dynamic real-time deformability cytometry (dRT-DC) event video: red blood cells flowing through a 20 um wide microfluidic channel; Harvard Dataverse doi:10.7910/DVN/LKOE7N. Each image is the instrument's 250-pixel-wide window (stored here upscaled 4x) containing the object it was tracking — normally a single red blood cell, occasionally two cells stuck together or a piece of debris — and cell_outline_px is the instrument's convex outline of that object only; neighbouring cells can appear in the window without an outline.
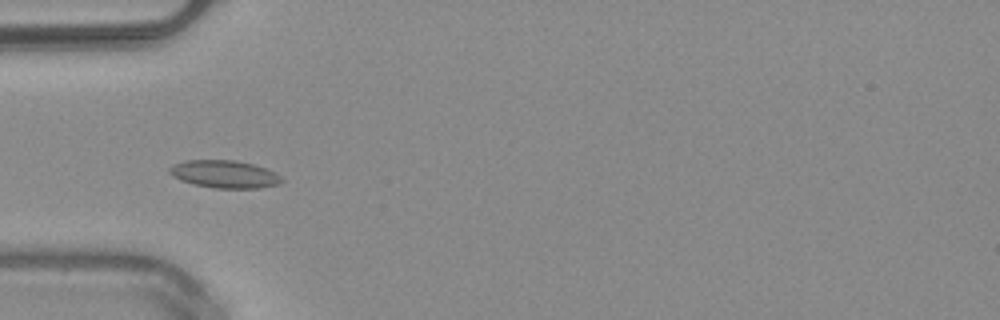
{"species": "common noctule bat (a hibernating species)", "species_latin": "Nyctalus noctula", "temperature_condition": "warm", "stored_images_in_passage": 51, "camera_frame_rate_fps": 3000, "um_per_image_px": 0.085, "animal": {"sex": "male", "body_mass_g": 20.4}, "frame": {"image": 1, "passage_image": 17, "time_ms": 5.333, "image_size_px": [1000, 320], "cell_outline_px": [[284, 180], [280, 184], [260, 188], [216, 188], [192, 184], [180, 180], [172, 176], [168, 172], [168, 168], [172, 164], [184, 160], [236, 160], [252, 164], [276, 172]], "centroid_in_image_um": [19.05, 14.8], "position_along_channel_um": 65.9, "area_um2": 18.26}}
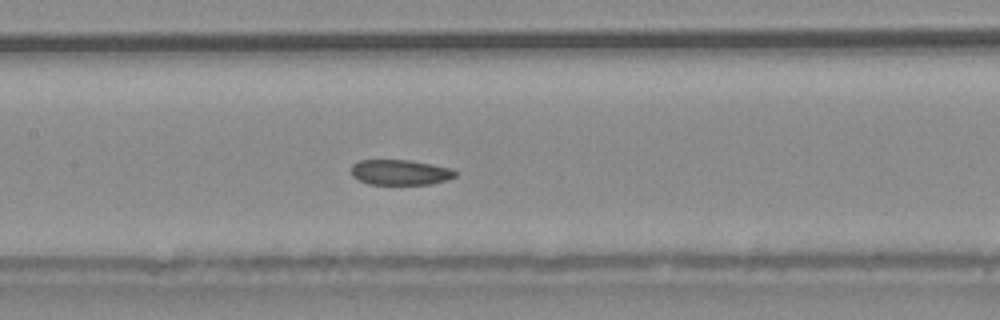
{"frame": {"image": 2, "passage_image": 25, "time_ms": 8.0, "image_size_px": [1000, 320], "cell_outline_px": [[456, 176], [448, 180], [432, 184], [368, 184], [352, 176], [352, 164], [360, 160], [412, 160], [432, 164], [448, 168], [456, 172]], "centroid_in_image_um": [34.02, 14.65], "position_along_channel_um": 173.4, "area_um2": 15.32}}
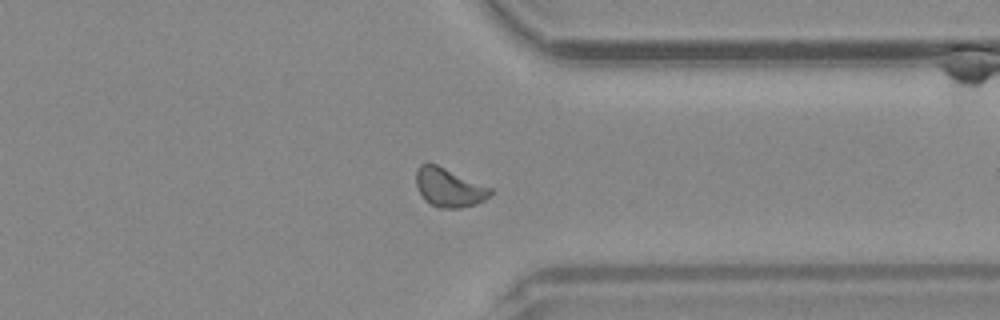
{"frame": {"image": 3, "passage_image": 40, "time_ms": 13.0, "image_size_px": [1000, 320], "cell_outline_px": [[492, 192], [484, 200], [476, 204], [460, 208], [440, 208], [424, 200], [416, 184], [416, 168], [420, 164], [428, 160], [492, 188]], "centroid_in_image_um": [38.13, 15.9], "position_along_channel_um": 373.3, "area_um2": 16.94}, "authors_computed_cell_mechanics": {"area_um2": 16.6464, "velocity_mm_per_s": 4.0293, "shape_relaxation_time_tau1_ms": 3.5085, "shape_relaxation_time_tau2_ms": 7.5695, "deformation_change_tau1": 0.0586, "deformation_change_tau2": 0.1246}}